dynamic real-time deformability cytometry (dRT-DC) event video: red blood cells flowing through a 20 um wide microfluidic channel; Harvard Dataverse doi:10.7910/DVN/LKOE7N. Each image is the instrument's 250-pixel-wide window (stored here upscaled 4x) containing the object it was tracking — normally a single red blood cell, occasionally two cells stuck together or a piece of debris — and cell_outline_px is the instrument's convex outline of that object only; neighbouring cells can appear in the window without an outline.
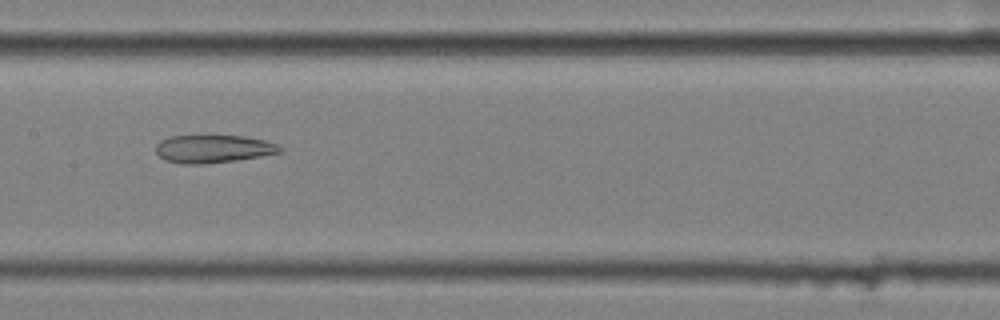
{"species": "common noctule bat (a hibernating species)", "species_latin": "Nyctalus noctula", "temperature_condition": "cold", "stored_images_in_passage": 7, "camera_frame_rate_fps": 3000, "um_per_image_px": 0.085, "animal": {"sex": "female", "body_mass_g": 25.1}, "frame": {"image": 1, "passage_image": 4, "time_ms": 1.0, "image_size_px": [1000, 320], "cell_outline_px": [[284, 152], [236, 160], [200, 164], [184, 164], [164, 160], [156, 152], [156, 144], [160, 140], [168, 136], [240, 136], [264, 140], [276, 144], [284, 148]], "centroid_in_image_um": [18.12, 12.65], "position_along_channel_um": 189.3, "area_um2": 20.11}}
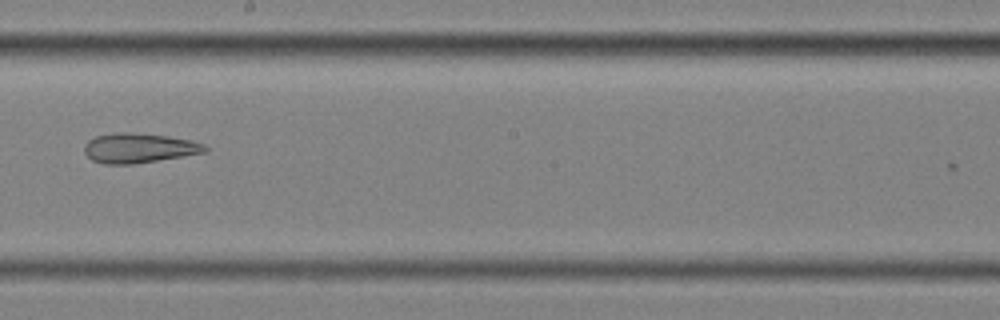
{"frame": {"image": 2, "passage_image": 5, "time_ms": 1.333, "image_size_px": [1000, 320], "cell_outline_px": [[208, 152], [132, 164], [104, 164], [92, 160], [84, 152], [84, 144], [88, 140], [96, 136], [116, 132], [128, 132], [168, 136], [192, 140], [204, 144], [208, 148]], "centroid_in_image_um": [11.81, 12.58], "position_along_channel_um": 236.4, "area_um2": 20.92}}
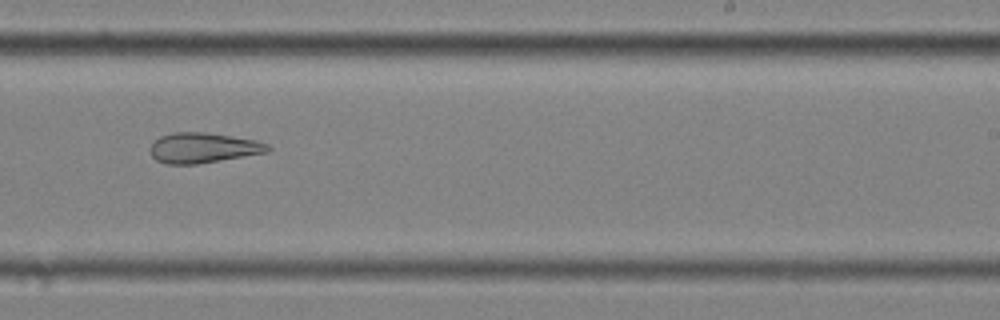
{"frame": {"image": 3, "passage_image": 6, "time_ms": 1.667, "image_size_px": [1000, 320], "cell_outline_px": [[272, 148], [268, 152], [196, 164], [168, 164], [156, 160], [152, 156], [152, 144], [160, 136], [172, 132], [208, 132], [256, 140], [268, 144]], "centroid_in_image_um": [17.29, 12.55], "position_along_channel_um": 271.7, "area_um2": 20.58}}